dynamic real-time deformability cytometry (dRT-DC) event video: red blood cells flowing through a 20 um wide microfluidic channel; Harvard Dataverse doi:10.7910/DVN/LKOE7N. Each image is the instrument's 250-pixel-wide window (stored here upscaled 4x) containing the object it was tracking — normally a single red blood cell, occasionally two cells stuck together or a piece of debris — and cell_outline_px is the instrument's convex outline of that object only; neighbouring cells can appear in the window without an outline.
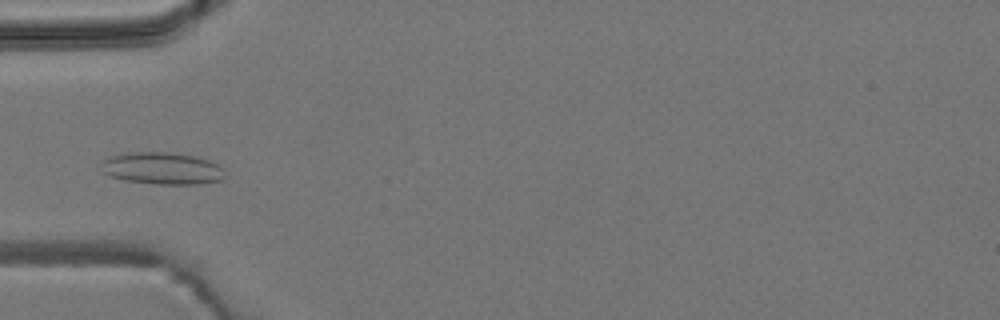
{"species": "common noctule bat (a hibernating species)", "species_latin": "Nyctalus noctula", "temperature_condition": "room temperature", "stored_images_in_passage": 6, "camera_frame_rate_fps": 3000, "um_per_image_px": 0.085, "animal": {"sex": "male", "body_mass_g": 19.2, "forearm_length_mm": 51.8}, "frame": {"image": 1, "passage_image": 5, "time_ms": 4.667, "image_size_px": [1000, 320], "cell_outline_px": [[228, 176], [224, 180], [196, 184], [156, 184], [124, 180], [108, 176], [104, 172], [100, 164], [100, 160], [112, 156], [128, 152], [164, 152], [192, 156], [208, 160], [224, 168]], "centroid_in_image_um": [13.8, 14.32], "position_along_channel_um": 71.2, "area_um2": 23.29}}